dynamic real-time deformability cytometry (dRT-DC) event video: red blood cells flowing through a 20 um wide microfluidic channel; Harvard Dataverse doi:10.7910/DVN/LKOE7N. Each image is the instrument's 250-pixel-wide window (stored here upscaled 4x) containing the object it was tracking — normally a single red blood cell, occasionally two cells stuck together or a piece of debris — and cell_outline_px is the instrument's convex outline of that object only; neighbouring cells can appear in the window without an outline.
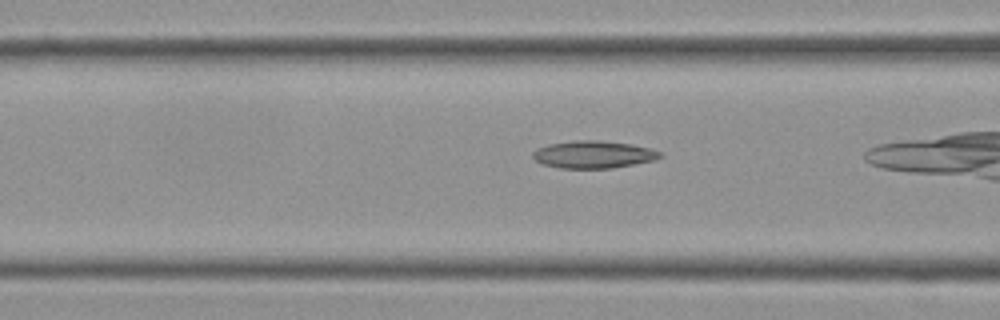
{"species": "Egyptian fruit bat (a non-hibernating species)", "species_latin": "Rousettus aegyptiacus", "temperature_condition": "cold", "stored_images_in_passage": 30, "camera_frame_rate_fps": 3000, "um_per_image_px": 0.085, "frame": {"image": 1, "passage_image": 7, "time_ms": 2.0, "image_size_px": [1000, 320], "cell_outline_px": [[664, 156], [652, 160], [612, 168], [560, 168], [540, 164], [532, 156], [532, 152], [536, 148], [548, 144], [576, 140], [596, 140], [632, 144], [648, 148], [660, 152]], "centroid_in_image_um": [50.38, 13.13], "position_along_channel_um": 116.2, "area_um2": 20.23}}
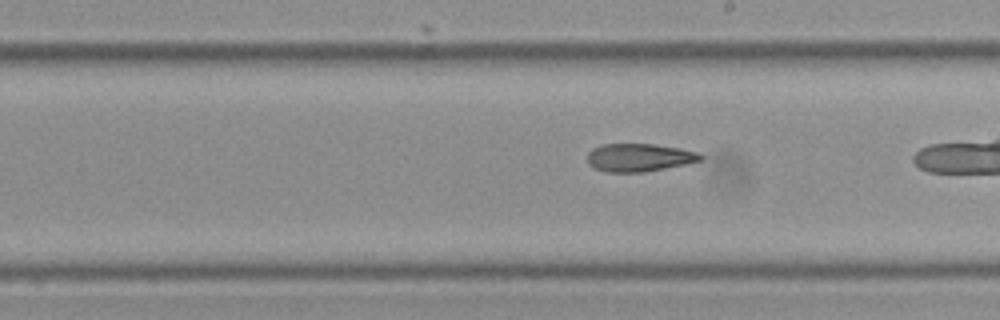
{"frame": {"image": 2, "passage_image": 17, "time_ms": 5.333, "image_size_px": [1000, 320], "cell_outline_px": [[704, 156], [700, 160], [684, 164], [644, 172], [608, 172], [596, 168], [588, 164], [588, 152], [592, 148], [604, 144], [652, 144], [680, 148], [700, 152]], "centroid_in_image_um": [54.33, 13.38], "position_along_channel_um": 234.7, "area_um2": 18.32}}
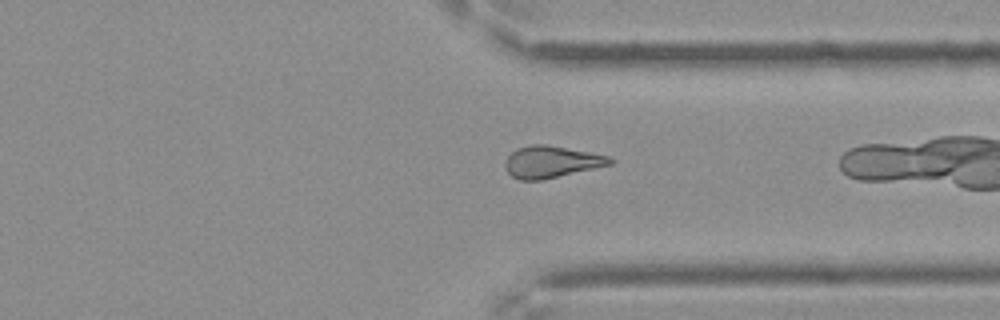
{"frame": {"image": 3, "passage_image": 28, "time_ms": 9.0, "image_size_px": [1000, 320], "cell_outline_px": [[616, 160], [612, 164], [540, 180], [520, 180], [512, 176], [508, 172], [504, 164], [504, 160], [516, 148], [532, 144], [544, 144], [588, 152], [608, 156]], "centroid_in_image_um": [46.83, 13.75], "position_along_channel_um": 364.6, "area_um2": 19.19}}